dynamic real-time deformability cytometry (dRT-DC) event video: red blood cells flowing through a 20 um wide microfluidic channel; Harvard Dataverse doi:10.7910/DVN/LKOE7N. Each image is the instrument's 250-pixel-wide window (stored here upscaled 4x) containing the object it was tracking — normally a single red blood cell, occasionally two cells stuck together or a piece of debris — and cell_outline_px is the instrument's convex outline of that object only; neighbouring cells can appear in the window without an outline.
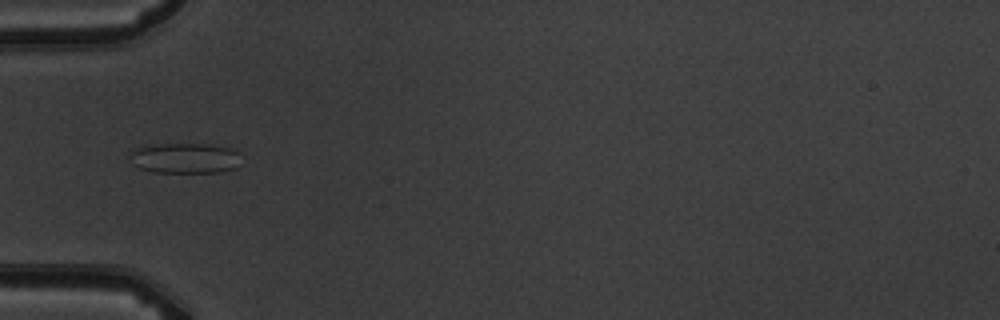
{"species": "common noctule bat (a hibernating species)", "species_latin": "Nyctalus noctula", "temperature_condition": "warm", "stored_images_in_passage": 9, "camera_frame_rate_fps": 3000, "um_per_image_px": 0.085, "animal": {"sex": "male", "body_mass_g": 19.5, "forearm_length_mm": 54.6}, "frame": {"image": 1, "passage_image": 6, "time_ms": 5.667, "image_size_px": [1000, 320], "cell_outline_px": [[240, 164], [236, 168], [220, 172], [156, 172], [140, 168], [136, 164], [132, 152], [136, 148], [160, 144], [212, 144], [232, 148], [236, 152]], "centroid_in_image_um": [15.82, 13.44], "position_along_channel_um": 69.2, "area_um2": 19.25}}
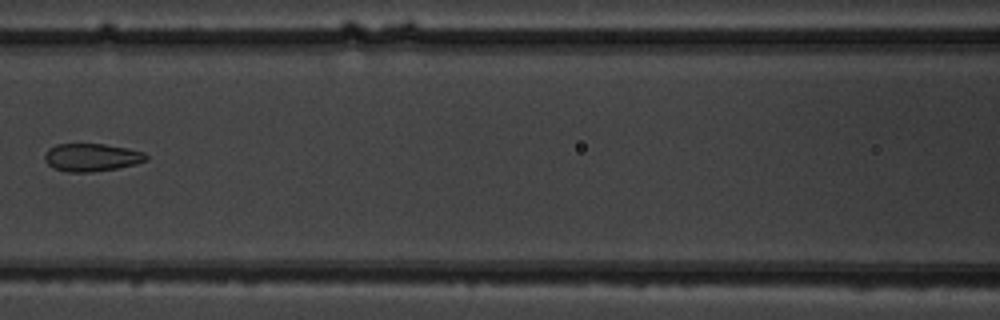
{"frame": {"image": 2, "passage_image": 8, "time_ms": 8.0, "image_size_px": [1000, 320], "cell_outline_px": [[148, 160], [136, 164], [116, 168], [92, 172], [68, 172], [56, 168], [48, 164], [44, 160], [44, 152], [48, 148], [56, 144], [104, 144], [128, 148], [144, 152], [148, 156]], "centroid_in_image_um": [7.79, 13.37], "position_along_channel_um": 158.8, "area_um2": 16.53}}
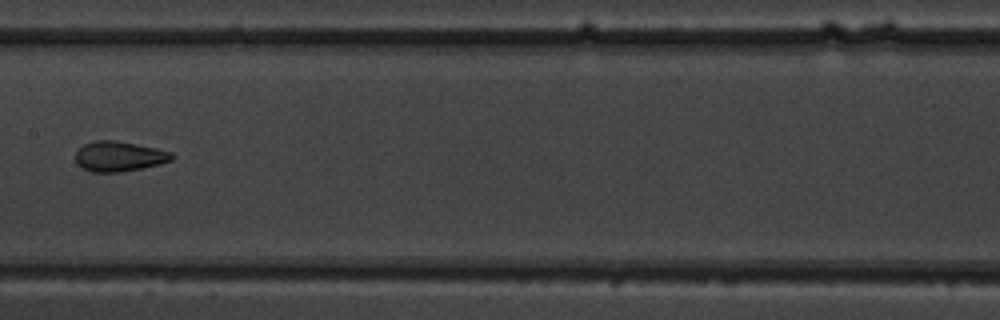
{"frame": {"image": 3, "passage_image": 9, "time_ms": 9.0, "image_size_px": [1000, 320], "cell_outline_px": [[176, 156], [172, 160], [160, 164], [120, 172], [92, 172], [80, 168], [76, 164], [76, 152], [84, 144], [96, 140], [116, 140], [156, 148], [172, 152]], "centroid_in_image_um": [10.12, 13.29], "position_along_channel_um": 197.3, "area_um2": 16.99}}